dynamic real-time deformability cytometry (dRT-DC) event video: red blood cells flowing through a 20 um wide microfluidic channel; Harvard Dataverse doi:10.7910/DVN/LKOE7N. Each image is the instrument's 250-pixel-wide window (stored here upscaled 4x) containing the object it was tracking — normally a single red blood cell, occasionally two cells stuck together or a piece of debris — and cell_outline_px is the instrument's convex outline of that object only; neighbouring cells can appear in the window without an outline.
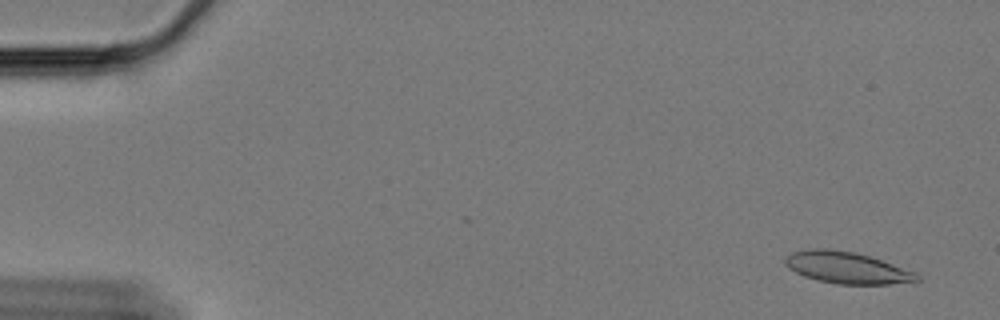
{"species": "Egyptian fruit bat (a non-hibernating species)", "species_latin": "Rousettus aegyptiacus", "temperature_condition": "cold", "stored_images_in_passage": 58, "camera_frame_rate_fps": 3000, "um_per_image_px": 0.085, "animal": {"sex": "female"}, "frame": {"image": 1, "passage_image": 1, "time_ms": 0.0, "image_size_px": [1000, 320], "cell_outline_px": [[920, 280], [888, 284], [836, 284], [816, 280], [804, 276], [788, 268], [784, 264], [784, 256], [792, 252], [812, 248], [828, 248], [852, 252], [868, 256], [916, 272], [920, 276]], "centroid_in_image_um": [71.92, 22.75], "position_along_channel_um": 13.1, "area_um2": 24.22}}
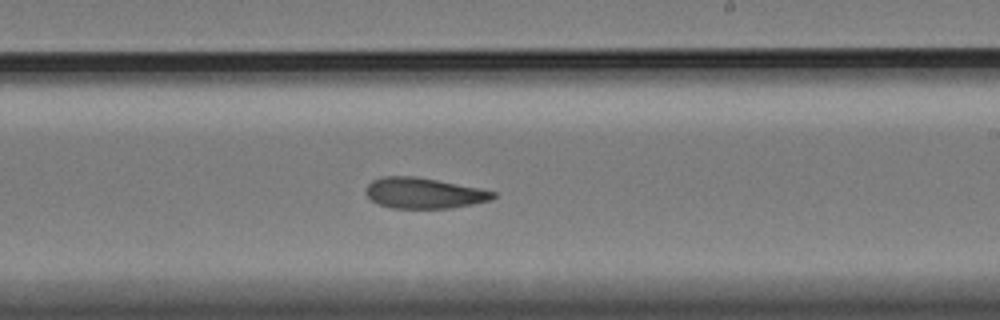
{"frame": {"image": 2, "passage_image": 34, "time_ms": 11.0, "image_size_px": [1000, 320], "cell_outline_px": [[496, 196], [492, 200], [452, 208], [392, 208], [380, 204], [372, 200], [364, 192], [364, 188], [372, 180], [384, 176], [416, 176], [480, 188], [496, 192]], "centroid_in_image_um": [36.03, 16.41], "position_along_channel_um": 253.0, "area_um2": 22.83}}
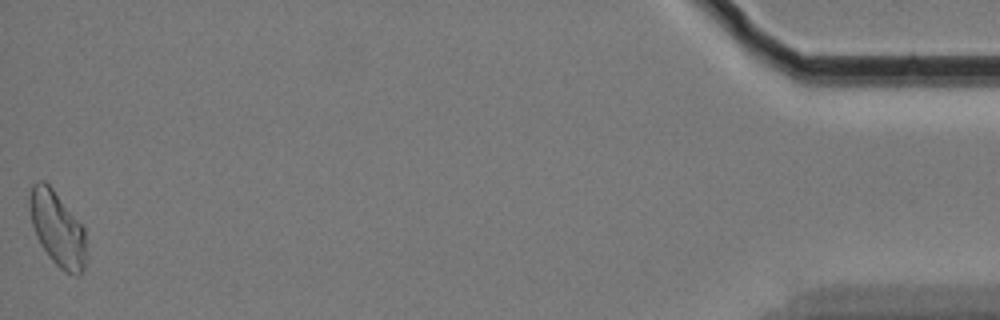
{"frame": {"image": 3, "passage_image": 58, "time_ms": 19.0, "image_size_px": [1000, 320], "cell_outline_px": [[84, 268], [76, 276], [60, 268], [48, 256], [40, 244], [36, 236], [32, 224], [28, 208], [28, 196], [32, 184], [36, 180], [44, 180], [52, 188], [84, 228]], "centroid_in_image_um": [4.81, 19.39], "position_along_channel_um": 430.4, "area_um2": 24.28}, "authors_computed_cell_mechanics": {"area_um2": 23.5824, "velocity_mm_per_s": 3.317, "shape_relaxation_time_tau1_ms": null, "shape_relaxation_time_tau2_ms": 6.5593, "deformation_change_tau1": null, "deformation_change_tau2": 0.0892}}